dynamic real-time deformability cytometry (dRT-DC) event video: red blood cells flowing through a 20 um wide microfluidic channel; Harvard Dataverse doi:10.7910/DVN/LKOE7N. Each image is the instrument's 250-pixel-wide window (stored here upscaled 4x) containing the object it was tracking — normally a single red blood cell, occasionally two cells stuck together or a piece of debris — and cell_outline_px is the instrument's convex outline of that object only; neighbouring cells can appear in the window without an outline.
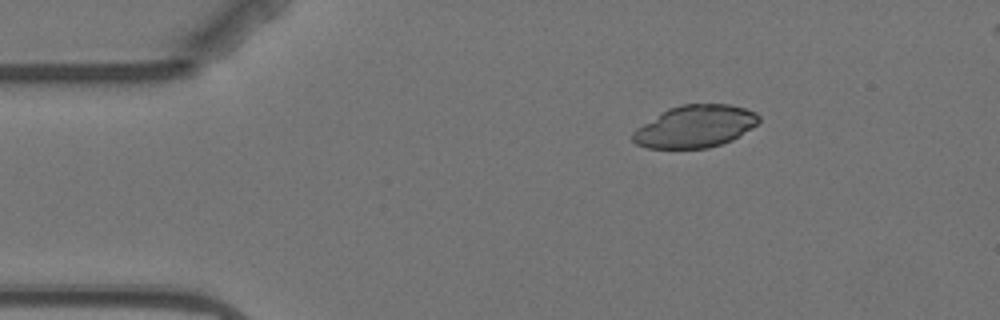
{"species": "Egyptian fruit bat (a non-hibernating species)", "species_latin": "Rousettus aegyptiacus", "temperature_condition": "warm", "stored_images_in_passage": 3, "camera_frame_rate_fps": 3000, "um_per_image_px": 0.085, "animal": {"sex": "female"}, "frame": {"image": 1, "passage_image": 1, "time_ms": 0.0, "image_size_px": [1000, 320], "cell_outline_px": [[760, 120], [756, 124], [732, 140], [708, 148], [648, 148], [636, 144], [632, 140], [632, 132], [636, 128], [668, 108], [680, 104], [728, 104], [744, 108], [756, 112], [760, 116]], "centroid_in_image_um": [59.06, 10.74], "position_along_channel_um": 25.9, "area_um2": 30.92}}